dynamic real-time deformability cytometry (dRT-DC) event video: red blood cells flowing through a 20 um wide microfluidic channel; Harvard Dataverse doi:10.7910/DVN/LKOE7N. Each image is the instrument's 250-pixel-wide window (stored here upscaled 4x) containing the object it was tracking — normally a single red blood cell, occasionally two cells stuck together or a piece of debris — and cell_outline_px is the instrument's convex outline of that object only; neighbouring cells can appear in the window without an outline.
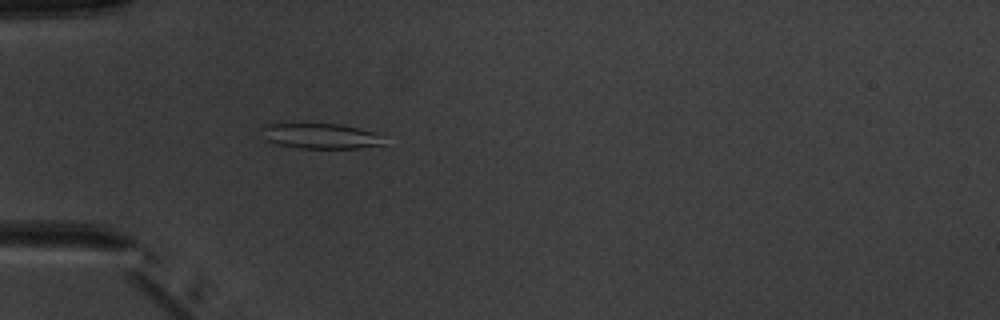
{"species": "common noctule bat (a hibernating species)", "species_latin": "Nyctalus noctula", "temperature_condition": "warm", "stored_images_in_passage": 5, "camera_frame_rate_fps": 3000, "um_per_image_px": 0.085, "animal": {"sex": "male", "body_mass_g": 20.1, "forearm_length_mm": 53.5}, "frame": {"image": 1, "passage_image": 5, "time_ms": 4.667, "image_size_px": [1000, 320], "cell_outline_px": [[384, 144], [360, 148], [300, 148], [276, 144], [264, 140], [260, 128], [264, 124], [340, 124], [372, 132]], "centroid_in_image_um": [27.1, 11.56], "position_along_channel_um": 57.9, "area_um2": 17.69}}